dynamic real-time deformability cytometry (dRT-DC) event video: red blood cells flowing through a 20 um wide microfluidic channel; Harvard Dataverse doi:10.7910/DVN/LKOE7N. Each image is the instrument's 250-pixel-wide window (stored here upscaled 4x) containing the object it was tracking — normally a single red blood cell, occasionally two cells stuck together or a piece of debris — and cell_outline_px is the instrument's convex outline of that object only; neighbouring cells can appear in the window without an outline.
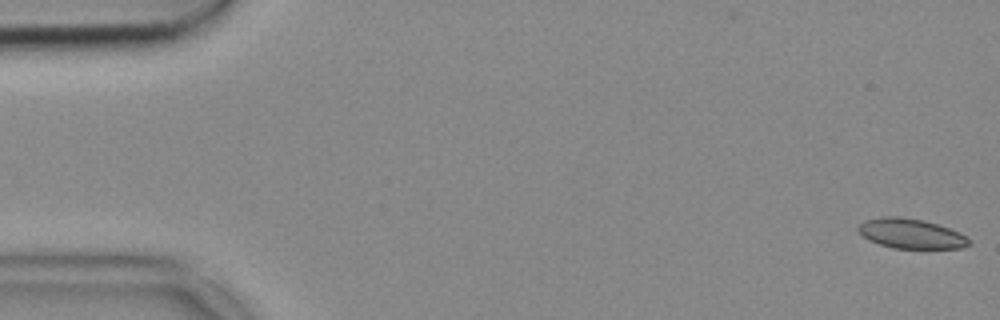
{"species": "common noctule bat (a hibernating species)", "species_latin": "Nyctalus noctula", "temperature_condition": "cold", "stored_images_in_passage": 53, "camera_frame_rate_fps": 3000, "um_per_image_px": 0.085, "animal": {"sex": "female", "body_mass_g": 18.4}, "frame": {"image": 1, "passage_image": 1, "time_ms": 0.0, "image_size_px": [1000, 320], "cell_outline_px": [[972, 244], [964, 248], [892, 248], [868, 240], [856, 228], [864, 220], [880, 216], [900, 216], [924, 220], [960, 232], [972, 240]], "centroid_in_image_um": [77.45, 19.85], "position_along_channel_um": 7.5, "area_um2": 19.42}}
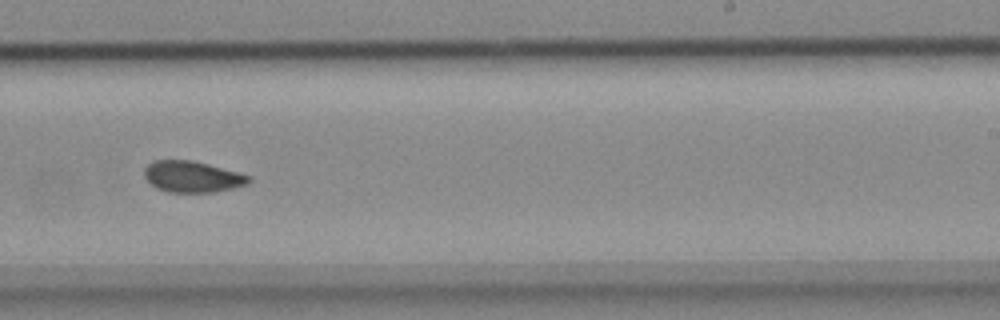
{"frame": {"image": 2, "passage_image": 33, "time_ms": 10.667, "image_size_px": [1000, 320], "cell_outline_px": [[252, 180], [248, 184], [216, 192], [168, 192], [156, 188], [144, 176], [144, 168], [152, 160], [192, 160], [240, 172], [252, 176]], "centroid_in_image_um": [16.37, 15.01], "position_along_channel_um": 272.6, "area_um2": 19.19}}
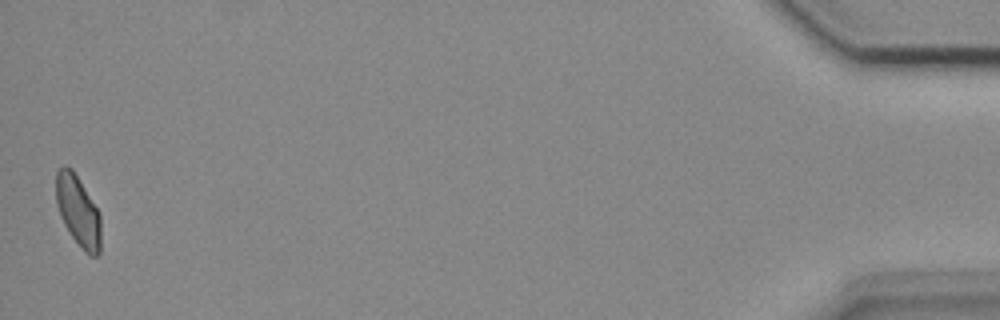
{"frame": {"image": 3, "passage_image": 53, "time_ms": 17.333, "image_size_px": [1000, 320], "cell_outline_px": [[100, 252], [96, 256], [88, 256], [84, 252], [72, 236], [64, 224], [60, 216], [56, 204], [56, 172], [64, 164], [72, 168], [100, 212]], "centroid_in_image_um": [6.64, 17.93], "position_along_channel_um": 428.6, "area_um2": 18.61}}